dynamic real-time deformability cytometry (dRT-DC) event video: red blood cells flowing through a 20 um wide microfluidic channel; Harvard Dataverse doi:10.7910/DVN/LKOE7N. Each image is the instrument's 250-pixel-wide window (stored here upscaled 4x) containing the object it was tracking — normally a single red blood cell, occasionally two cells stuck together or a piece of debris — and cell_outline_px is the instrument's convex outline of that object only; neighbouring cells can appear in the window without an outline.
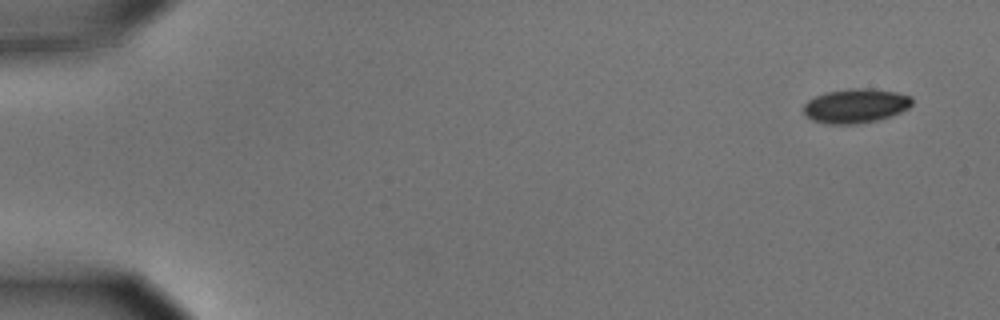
{"species": "common noctule bat (a hibernating species)", "species_latin": "Nyctalus noctula", "temperature_condition": "cold", "stored_images_in_passage": 5, "camera_frame_rate_fps": 3000, "um_per_image_px": 0.085, "animal": {"sex": "male", "body_mass_g": 15.6}, "frame": {"image": 1, "passage_image": 1, "time_ms": 0.0, "image_size_px": [1000, 320], "cell_outline_px": [[912, 104], [908, 108], [892, 116], [876, 120], [856, 124], [828, 124], [812, 120], [804, 116], [804, 104], [808, 100], [824, 92], [852, 88], [872, 88], [896, 92], [912, 96]], "centroid_in_image_um": [72.72, 8.99], "position_along_channel_um": 12.3, "area_um2": 21.85}}
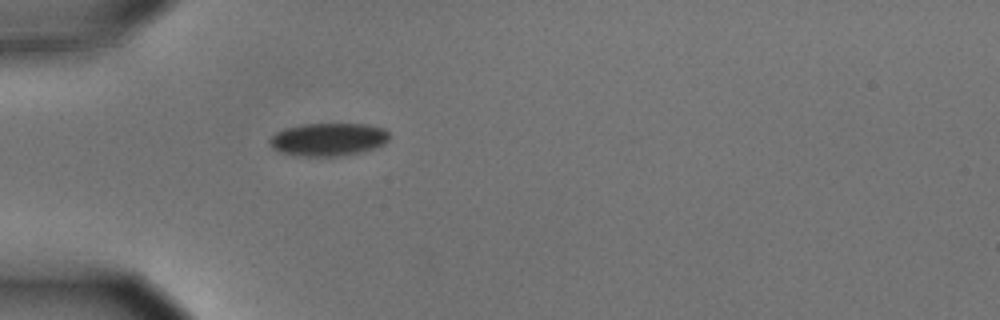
{"frame": {"image": 2, "passage_image": 5, "time_ms": 1.333, "image_size_px": [1000, 320], "cell_outline_px": [[388, 140], [384, 144], [376, 148], [344, 156], [296, 156], [280, 152], [272, 148], [268, 144], [268, 140], [276, 132], [284, 128], [300, 124], [368, 124], [384, 128], [388, 132]], "centroid_in_image_um": [27.88, 11.85], "position_along_channel_um": 57.1, "area_um2": 23.29}}